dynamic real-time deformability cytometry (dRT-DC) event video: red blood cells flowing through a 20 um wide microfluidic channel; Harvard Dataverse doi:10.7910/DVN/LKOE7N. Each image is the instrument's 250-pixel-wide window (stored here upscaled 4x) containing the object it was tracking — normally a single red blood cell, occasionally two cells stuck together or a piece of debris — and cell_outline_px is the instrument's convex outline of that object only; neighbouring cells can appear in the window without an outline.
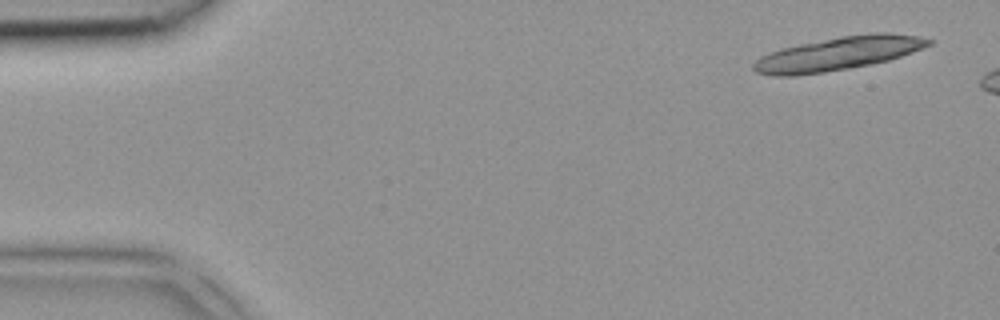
{"species": "common noctule bat (a hibernating species)", "species_latin": "Nyctalus noctula", "temperature_condition": "room temperature", "stored_images_in_passage": 2, "camera_frame_rate_fps": 3000, "um_per_image_px": 0.085, "animal": {"sex": "female", "body_mass_g": 18.4}, "frame": {"image": 1, "passage_image": 1, "time_ms": 0.0, "image_size_px": [1000, 320], "cell_outline_px": [[936, 40], [932, 44], [912, 52], [888, 60], [848, 68], [824, 72], [796, 76], [772, 76], [756, 72], [752, 68], [752, 64], [760, 56], [768, 52], [780, 48], [840, 36], [876, 32], [888, 32], [916, 36]], "centroid_in_image_um": [71.21, 4.55], "position_along_channel_um": 13.8, "area_um2": 34.1}}